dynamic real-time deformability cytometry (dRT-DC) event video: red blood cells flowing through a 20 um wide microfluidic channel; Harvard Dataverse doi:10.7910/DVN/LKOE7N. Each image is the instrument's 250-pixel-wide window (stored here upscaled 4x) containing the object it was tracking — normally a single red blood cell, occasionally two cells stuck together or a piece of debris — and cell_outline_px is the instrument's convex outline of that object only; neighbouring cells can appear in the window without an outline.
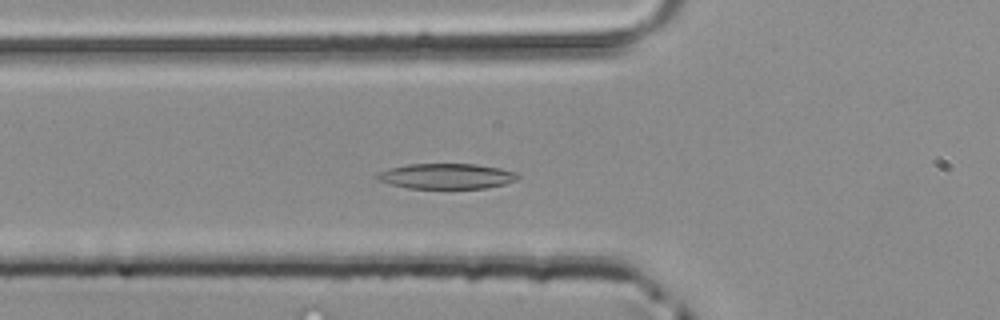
{"species": "common noctule bat (a hibernating species)", "species_latin": "Nyctalus noctula", "temperature_condition": "room temperature", "stored_images_in_passage": 36, "camera_frame_rate_fps": 3000, "um_per_image_px": 0.085, "animal": {"sex": "male", "body_mass_g": 20.4}, "frame": {"image": 1, "passage_image": 4, "time_ms": 1.0, "image_size_px": [1000, 320], "cell_outline_px": [[520, 176], [516, 180], [504, 184], [484, 188], [408, 188], [376, 180], [376, 172], [388, 168], [408, 164], [476, 164], [500, 168], [516, 172]], "centroid_in_image_um": [37.92, 14.97], "position_along_channel_um": 87.9, "area_um2": 20.81}}
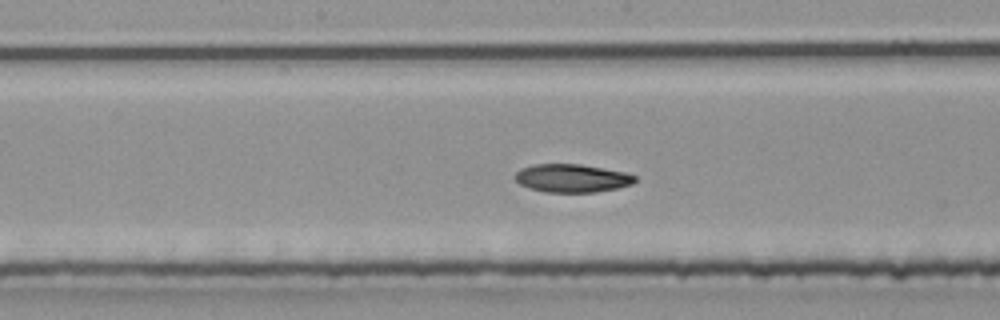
{"frame": {"image": 2, "passage_image": 12, "time_ms": 3.667, "image_size_px": [1000, 320], "cell_outline_px": [[636, 180], [632, 184], [616, 188], [596, 192], [544, 192], [528, 188], [520, 184], [512, 176], [520, 168], [532, 164], [580, 164], [624, 172], [636, 176]], "centroid_in_image_um": [48.56, 15.14], "position_along_channel_um": 199.6, "area_um2": 19.77}}
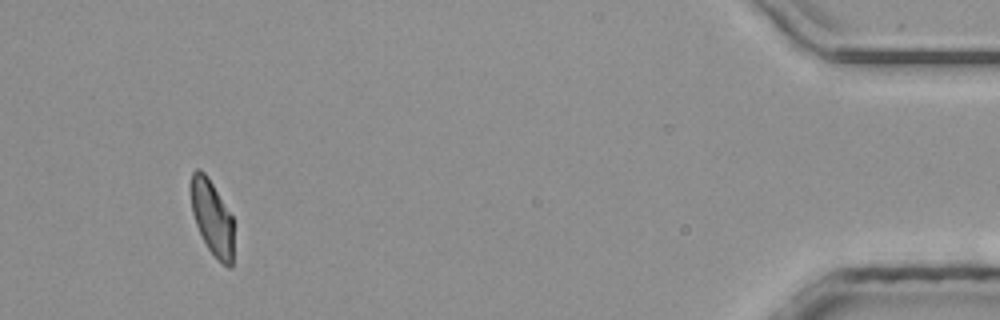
{"frame": {"image": 3, "passage_image": 33, "time_ms": 10.667, "image_size_px": [1000, 320], "cell_outline_px": [[232, 268], [228, 268], [208, 248], [196, 224], [192, 212], [192, 172], [196, 168], [200, 168], [204, 172], [212, 184], [232, 216]], "centroid_in_image_um": [18.03, 18.49], "position_along_channel_um": 417.2, "area_um2": 17.92}}